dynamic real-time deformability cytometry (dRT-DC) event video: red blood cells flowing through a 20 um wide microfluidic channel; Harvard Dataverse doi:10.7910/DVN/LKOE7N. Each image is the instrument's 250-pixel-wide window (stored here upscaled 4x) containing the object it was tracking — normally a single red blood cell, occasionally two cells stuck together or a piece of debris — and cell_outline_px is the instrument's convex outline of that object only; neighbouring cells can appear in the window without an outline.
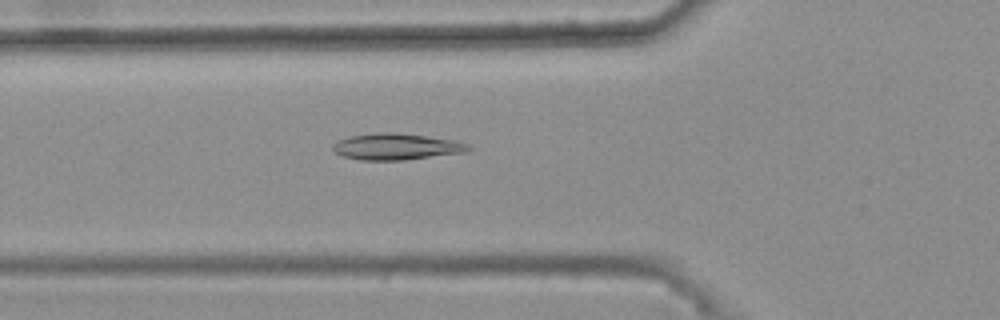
{"species": "common noctule bat (a hibernating species)", "species_latin": "Nyctalus noctula", "temperature_condition": "warm", "stored_images_in_passage": 39, "camera_frame_rate_fps": 3000, "um_per_image_px": 0.085, "animal": {"sex": "female", "body_mass_g": 25.1}, "frame": {"image": 1, "passage_image": 10, "time_ms": 3.0, "image_size_px": [1000, 320], "cell_outline_px": [[472, 148], [464, 152], [404, 160], [360, 160], [344, 156], [336, 152], [332, 148], [332, 144], [348, 136], [376, 132], [392, 132], [456, 140], [468, 144]], "centroid_in_image_um": [33.67, 12.46], "position_along_channel_um": 92.1, "area_um2": 20.69}}
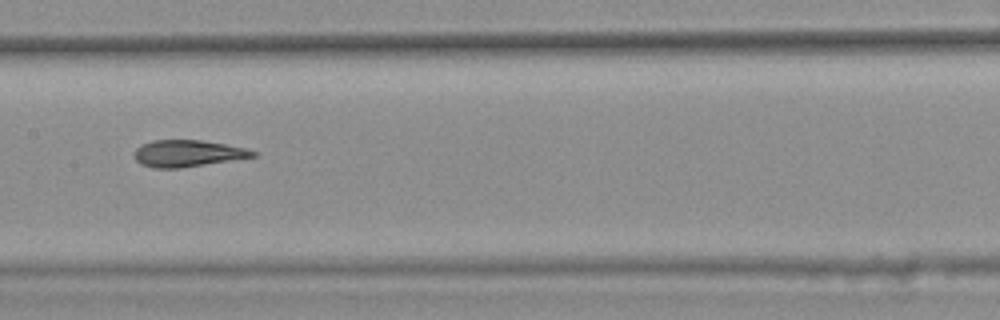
{"frame": {"image": 2, "passage_image": 18, "time_ms": 5.667, "image_size_px": [1000, 320], "cell_outline_px": [[260, 152], [256, 156], [180, 168], [152, 168], [140, 164], [136, 160], [132, 152], [140, 144], [152, 140], [200, 140], [224, 144], [244, 148]], "centroid_in_image_um": [15.89, 13.04], "position_along_channel_um": 191.5, "area_um2": 18.5}}
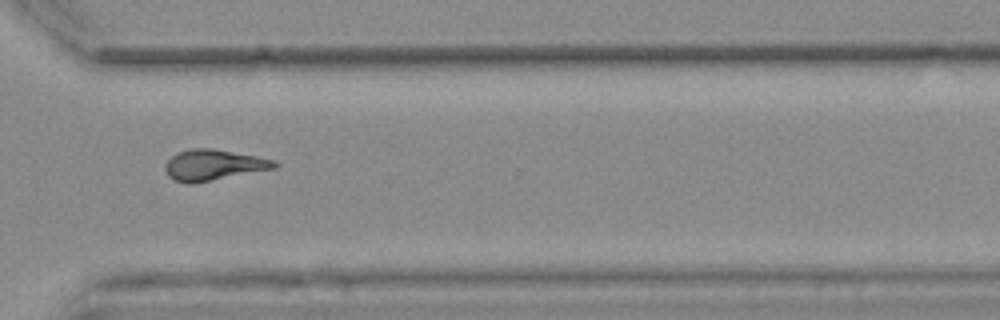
{"frame": {"image": 3, "passage_image": 31, "time_ms": 10.0, "image_size_px": [1000, 320], "cell_outline_px": [[280, 164], [276, 168], [192, 184], [188, 184], [176, 180], [168, 176], [164, 168], [168, 160], [176, 152], [192, 148], [212, 148], [256, 156], [272, 160]], "centroid_in_image_um": [18.13, 14.02], "position_along_channel_um": 352.5, "area_um2": 19.54}, "authors_computed_cell_mechanics": {"area_um2": 19.074, "velocity_mm_per_s": 3.7226, "shape_relaxation_time_tau1_ms": null, "shape_relaxation_time_tau2_ms": 1.335, "deformation_change_tau1": null, "deformation_change_tau2": 0.0782}}